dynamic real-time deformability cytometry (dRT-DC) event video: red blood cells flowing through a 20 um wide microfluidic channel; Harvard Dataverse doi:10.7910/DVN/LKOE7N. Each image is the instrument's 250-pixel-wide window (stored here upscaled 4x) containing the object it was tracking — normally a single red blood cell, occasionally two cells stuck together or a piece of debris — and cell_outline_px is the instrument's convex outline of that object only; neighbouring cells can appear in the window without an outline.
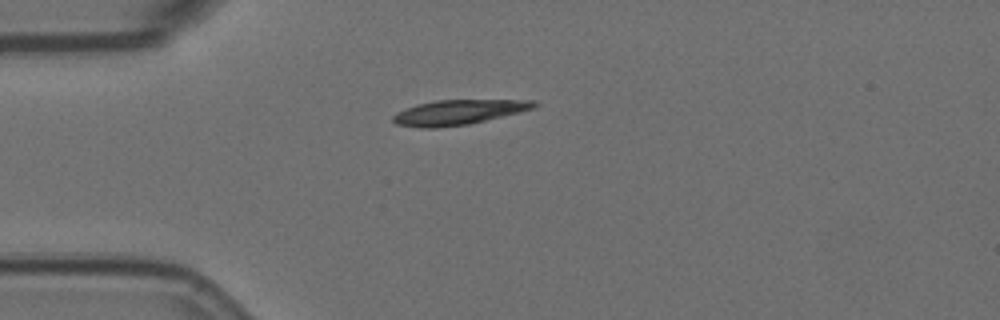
{"species": "Egyptian fruit bat (a non-hibernating species)", "species_latin": "Rousettus aegyptiacus", "temperature_condition": "room temperature", "stored_images_in_passage": 12, "camera_frame_rate_fps": 3000, "um_per_image_px": 0.085, "animal": {"sex": "female"}, "frame": {"image": 1, "passage_image": 1, "time_ms": 0.0, "image_size_px": [1000, 320], "cell_outline_px": [[540, 104], [536, 108], [520, 112], [468, 124], [436, 128], [420, 128], [396, 124], [392, 120], [392, 116], [396, 112], [404, 108], [416, 104], [436, 100], [536, 100]], "centroid_in_image_um": [38.96, 9.53], "position_along_channel_um": 46.0, "area_um2": 20.63}}
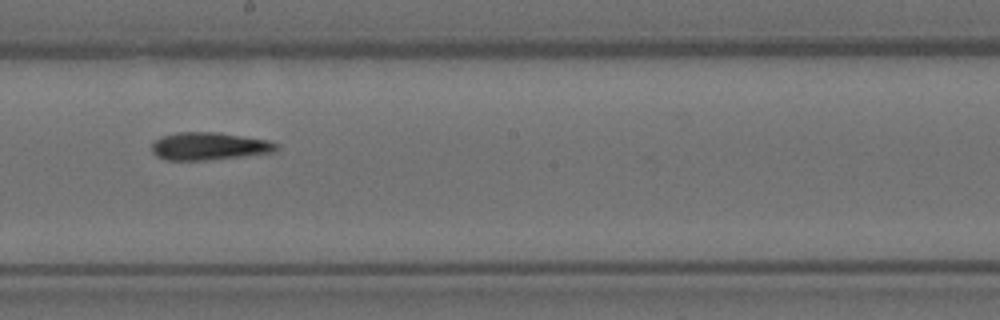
{"frame": {"image": 2, "passage_image": 6, "time_ms": 1.667, "image_size_px": [1000, 320], "cell_outline_px": [[280, 148], [276, 152], [244, 156], [204, 160], [164, 160], [156, 156], [152, 152], [152, 144], [156, 140], [164, 136], [176, 132], [220, 132], [268, 140], [280, 144]], "centroid_in_image_um": [17.83, 12.43], "position_along_channel_um": 230.4, "area_um2": 20.29}}
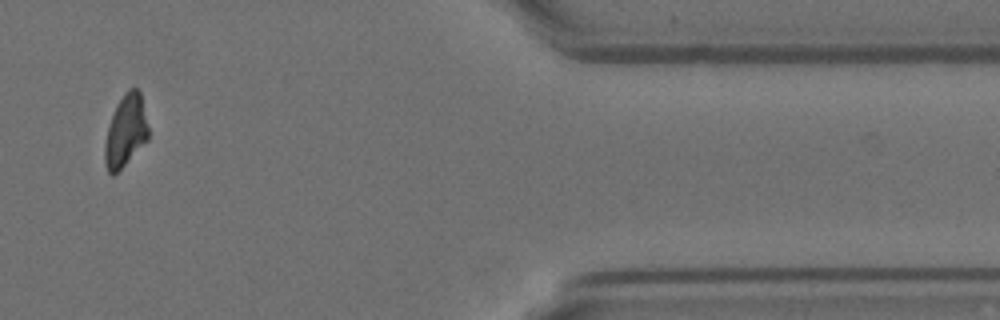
{"frame": {"image": 3, "passage_image": 10, "time_ms": 3.0, "image_size_px": [1000, 320], "cell_outline_px": [[148, 140], [112, 176], [108, 172], [104, 164], [104, 144], [108, 128], [116, 104], [124, 92], [128, 88], [136, 88], [140, 92], [148, 124]], "centroid_in_image_um": [10.67, 11.11], "position_along_channel_um": 400.7, "area_um2": 18.15}}